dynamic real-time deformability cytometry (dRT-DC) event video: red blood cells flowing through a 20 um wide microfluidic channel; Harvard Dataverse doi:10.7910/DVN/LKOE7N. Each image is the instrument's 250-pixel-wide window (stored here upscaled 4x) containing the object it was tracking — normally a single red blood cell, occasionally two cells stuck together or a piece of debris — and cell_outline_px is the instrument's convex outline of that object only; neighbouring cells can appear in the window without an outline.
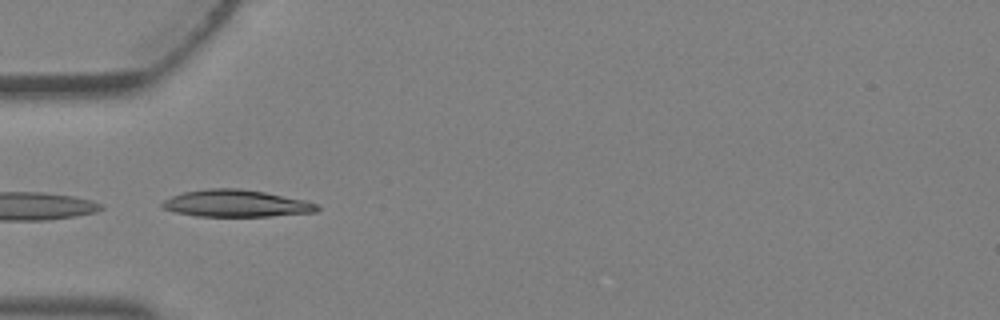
{"species": "Egyptian fruit bat (a non-hibernating species)", "species_latin": "Rousettus aegyptiacus", "temperature_condition": "warm", "stored_images_in_passage": 2, "camera_frame_rate_fps": 3000, "um_per_image_px": 0.085, "animal": {"sex": "female"}, "frame": {"image": 1, "passage_image": 2, "time_ms": 0.333, "image_size_px": [1000, 320], "cell_outline_px": [[320, 208], [316, 212], [268, 216], [196, 216], [176, 212], [164, 208], [160, 204], [164, 200], [172, 196], [184, 192], [208, 188], [240, 188], [264, 192], [304, 200], [316, 204]], "centroid_in_image_um": [20.06, 17.29], "position_along_channel_um": 64.9, "area_um2": 24.16}}